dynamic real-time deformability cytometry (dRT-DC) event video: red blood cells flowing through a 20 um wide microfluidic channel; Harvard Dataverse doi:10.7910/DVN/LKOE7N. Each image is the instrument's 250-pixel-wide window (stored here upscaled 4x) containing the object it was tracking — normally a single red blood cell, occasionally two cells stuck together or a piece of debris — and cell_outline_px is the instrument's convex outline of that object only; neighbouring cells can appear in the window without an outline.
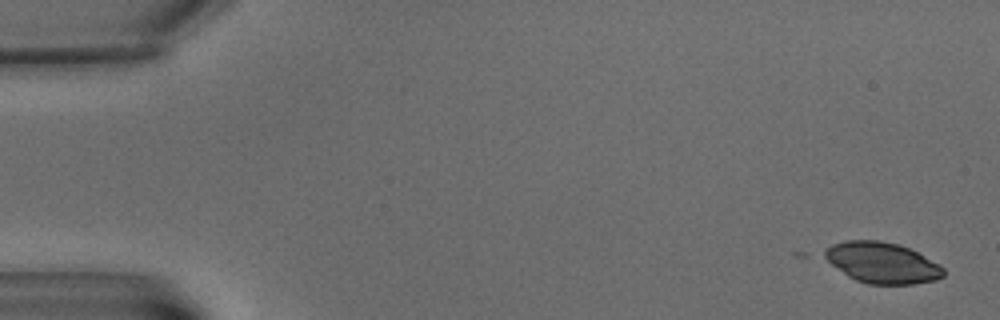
{"species": "common noctule bat (a hibernating species)", "species_latin": "Nyctalus noctula", "temperature_condition": "warm", "stored_images_in_passage": 8, "camera_frame_rate_fps": 3000, "um_per_image_px": 0.085, "animal": {"sex": "male", "body_mass_g": 15.6}, "frame": {"image": 1, "passage_image": 1, "time_ms": 0.0, "image_size_px": [1000, 320], "cell_outline_px": [[944, 276], [936, 280], [912, 284], [868, 284], [856, 280], [848, 276], [820, 256], [820, 252], [832, 244], [844, 240], [880, 240], [900, 244], [940, 264], [944, 268]], "centroid_in_image_um": [74.94, 22.32], "position_along_channel_um": 10.1, "area_um2": 28.61}}